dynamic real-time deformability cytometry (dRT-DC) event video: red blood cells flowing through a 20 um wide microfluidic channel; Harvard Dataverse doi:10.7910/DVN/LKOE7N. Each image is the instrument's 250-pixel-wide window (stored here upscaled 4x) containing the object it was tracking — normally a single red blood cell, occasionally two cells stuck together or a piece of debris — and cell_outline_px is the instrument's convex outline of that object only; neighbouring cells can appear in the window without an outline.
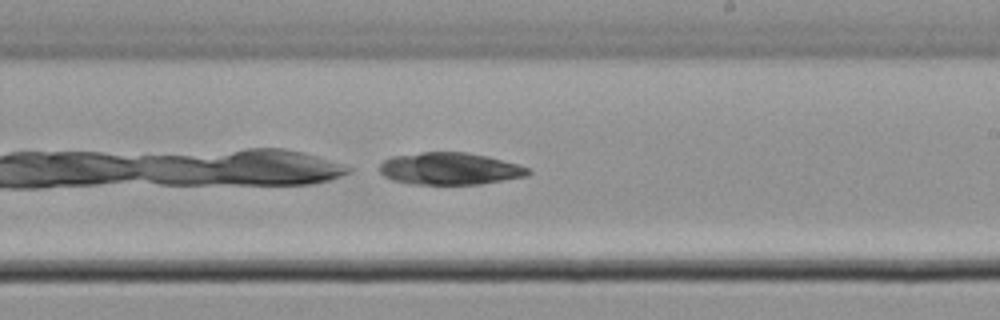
{"species": "common noctule bat (a hibernating species)", "species_latin": "Nyctalus noctula", "temperature_condition": "cold", "stored_images_in_passage": 11, "camera_frame_rate_fps": 3000, "um_per_image_px": 0.085, "animal": {"sex": "male", "body_mass_g": 21.5, "forearm_length_mm": 52.0}, "frame": {"image": 1, "passage_image": 11, "time_ms": 3.333, "image_size_px": [1000, 320], "cell_outline_px": [[532, 172], [528, 176], [480, 184], [412, 184], [392, 180], [384, 176], [380, 172], [380, 164], [384, 160], [392, 156], [420, 152], [464, 152], [488, 156], [516, 164], [528, 168]], "centroid_in_image_um": [38.22, 14.34], "position_along_channel_um": 250.8, "area_um2": 27.8}}